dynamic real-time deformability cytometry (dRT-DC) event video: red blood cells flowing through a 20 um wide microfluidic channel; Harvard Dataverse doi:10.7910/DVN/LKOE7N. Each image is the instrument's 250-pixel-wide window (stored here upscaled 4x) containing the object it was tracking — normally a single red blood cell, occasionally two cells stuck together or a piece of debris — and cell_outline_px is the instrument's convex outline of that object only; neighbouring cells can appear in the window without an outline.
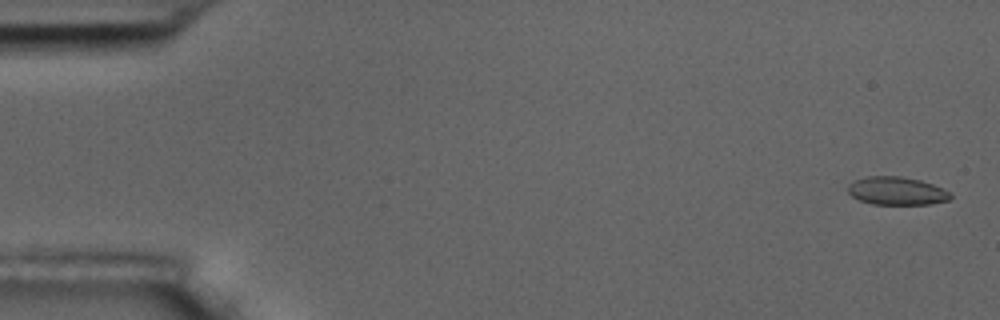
{"species": "common noctule bat (a hibernating species)", "species_latin": "Nyctalus noctula", "temperature_condition": "room temperature", "stored_images_in_passage": 6, "camera_frame_rate_fps": 3000, "um_per_image_px": 0.085, "animal": {"sex": "male", "body_mass_g": 17.5, "forearm_length_mm": 52.3}, "frame": {"image": 1, "passage_image": 1, "time_ms": 0.0, "image_size_px": [1000, 320], "cell_outline_px": [[952, 196], [948, 200], [928, 204], [872, 204], [860, 200], [852, 196], [848, 192], [848, 184], [864, 176], [900, 176], [920, 180], [944, 188]], "centroid_in_image_um": [76.2, 16.22], "position_along_channel_um": 8.8, "area_um2": 16.7}}
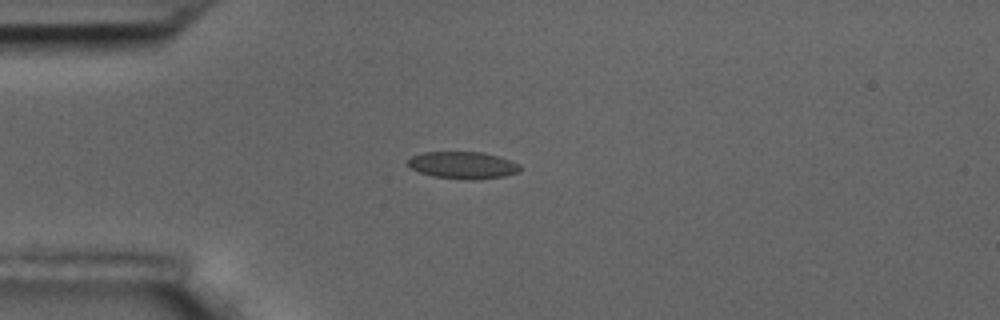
{"frame": {"image": 2, "passage_image": 4, "time_ms": 4.333, "image_size_px": [1000, 320], "cell_outline_px": [[520, 172], [504, 176], [472, 180], [468, 180], [432, 176], [420, 172], [412, 168], [408, 164], [408, 160], [412, 156], [424, 152], [484, 152], [500, 156], [520, 164]], "centroid_in_image_um": [39.38, 14.04], "position_along_channel_um": 45.6, "area_um2": 17.74}}
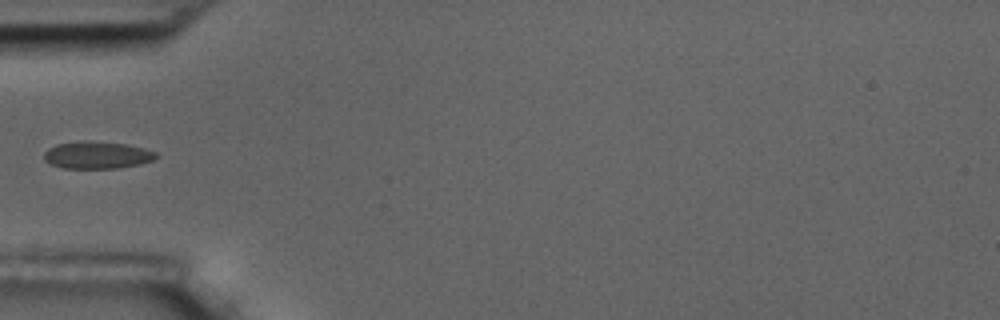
{"frame": {"image": 3, "passage_image": 5, "time_ms": 5.667, "image_size_px": [1000, 320], "cell_outline_px": [[160, 156], [152, 160], [140, 164], [116, 168], [64, 168], [52, 164], [44, 160], [44, 152], [48, 148], [56, 144], [84, 140], [88, 140], [124, 144], [144, 148], [156, 152]], "centroid_in_image_um": [8.25, 13.17], "position_along_channel_um": 76.8, "area_um2": 17.8}}